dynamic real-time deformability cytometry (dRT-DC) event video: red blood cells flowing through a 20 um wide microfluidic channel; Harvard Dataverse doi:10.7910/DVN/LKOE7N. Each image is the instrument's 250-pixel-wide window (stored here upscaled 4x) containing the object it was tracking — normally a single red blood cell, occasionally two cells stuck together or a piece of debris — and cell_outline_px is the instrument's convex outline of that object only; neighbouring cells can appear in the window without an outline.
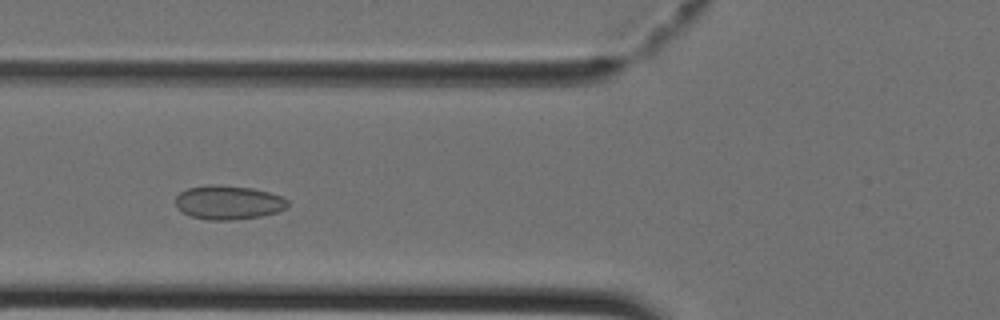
{"species": "Egyptian fruit bat (a non-hibernating species)", "species_latin": "Rousettus aegyptiacus", "temperature_condition": "cold", "stored_images_in_passage": 39, "camera_frame_rate_fps": 3000, "um_per_image_px": 0.085, "animal": {"sex": "female"}, "frame": {"image": 1, "passage_image": 12, "time_ms": 3.667, "image_size_px": [1000, 320], "cell_outline_px": [[288, 208], [276, 212], [260, 216], [232, 220], [208, 220], [192, 216], [176, 208], [176, 196], [180, 192], [188, 188], [208, 184], [216, 184], [252, 188], [268, 192], [280, 196], [288, 200]], "centroid_in_image_um": [19.4, 17.2], "position_along_channel_um": 106.4, "area_um2": 22.2}}
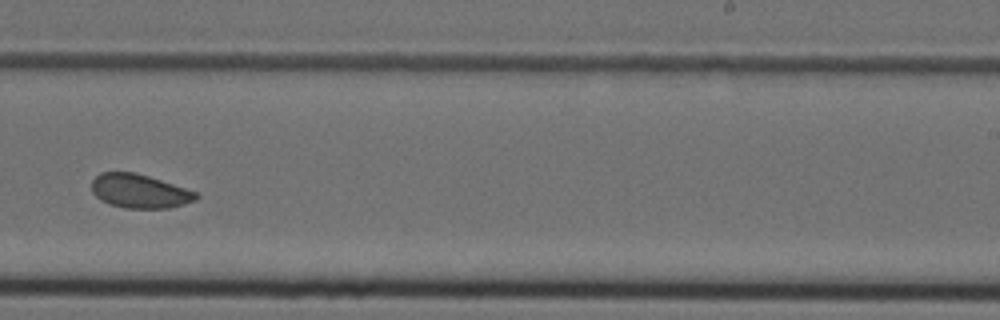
{"frame": {"image": 2, "passage_image": 23, "time_ms": 7.333, "image_size_px": [1000, 320], "cell_outline_px": [[200, 196], [196, 200], [184, 204], [168, 208], [124, 208], [108, 204], [100, 200], [92, 192], [92, 180], [100, 172], [136, 172], [196, 192]], "centroid_in_image_um": [11.83, 16.25], "position_along_channel_um": 277.2, "area_um2": 20.58}}
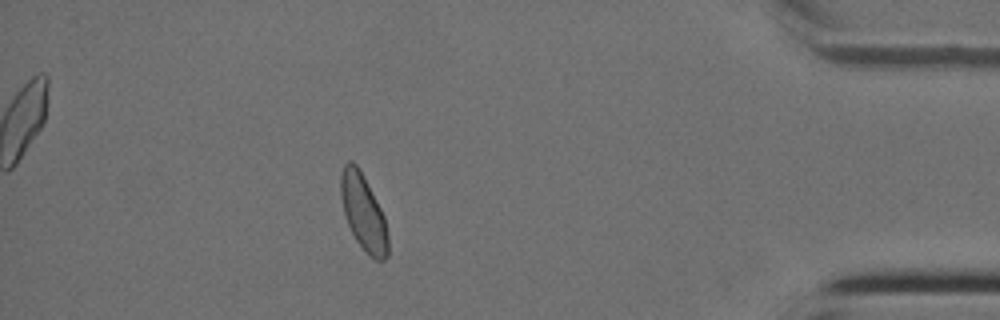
{"frame": {"image": 3, "passage_image": 34, "time_ms": 11.0, "image_size_px": [1000, 320], "cell_outline_px": [[388, 256], [384, 260], [376, 260], [368, 256], [356, 240], [348, 224], [344, 212], [340, 196], [340, 176], [344, 164], [348, 160], [352, 160], [356, 164], [380, 208], [384, 216], [388, 236]], "centroid_in_image_um": [30.88, 18.09], "position_along_channel_um": 404.3, "area_um2": 20.69}}